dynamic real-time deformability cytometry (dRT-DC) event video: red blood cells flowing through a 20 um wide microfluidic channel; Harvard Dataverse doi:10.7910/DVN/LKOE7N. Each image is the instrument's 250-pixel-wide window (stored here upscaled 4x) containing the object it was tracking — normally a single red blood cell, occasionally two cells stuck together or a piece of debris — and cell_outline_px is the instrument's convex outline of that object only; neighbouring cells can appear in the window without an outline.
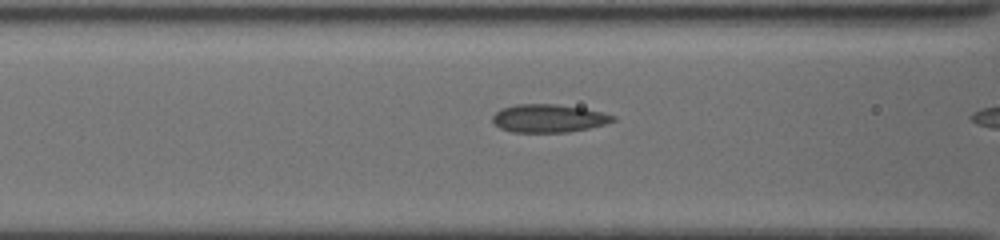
{"species": "common noctule bat (a hibernating species)", "species_latin": "Nyctalus noctula", "temperature_condition": "cold", "stored_images_in_passage": 7, "camera_frame_rate_fps": 3000, "um_per_image_px": 0.085, "animal": {"sex": "female", "body_mass_g": 19.5, "forearm_length_mm": 54.1}, "frame": {"image": 1, "passage_image": 6, "time_ms": 2.0, "image_size_px": [1000, 240], "cell_outline_px": [[616, 120], [604, 124], [588, 128], [568, 132], [512, 132], [500, 128], [492, 120], [492, 116], [500, 108], [516, 104], [556, 104], [584, 108], [616, 116]], "centroid_in_image_um": [46.61, 10.05], "position_along_channel_um": 120.0, "area_um2": 19.65}}